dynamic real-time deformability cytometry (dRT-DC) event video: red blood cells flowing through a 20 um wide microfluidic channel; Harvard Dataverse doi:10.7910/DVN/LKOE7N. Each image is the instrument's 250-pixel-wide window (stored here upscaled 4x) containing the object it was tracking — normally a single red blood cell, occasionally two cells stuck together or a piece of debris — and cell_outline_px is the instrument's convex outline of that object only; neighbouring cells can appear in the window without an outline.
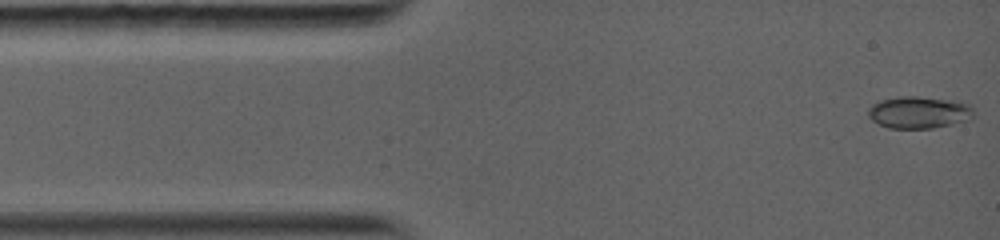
{"species": "common noctule bat (a hibernating species)", "species_latin": "Nyctalus noctula", "temperature_condition": "warm", "stored_images_in_passage": 10, "camera_frame_rate_fps": 5000, "um_per_image_px": 0.085, "animal": {"sex": "female", "body_mass_g": 19.0, "forearm_length_mm": 56.7}, "frame": {"image": 1, "passage_image": 1, "time_ms": 0.0, "image_size_px": [1000, 240], "cell_outline_px": [[972, 116], [968, 120], [952, 124], [932, 128], [888, 128], [872, 120], [868, 116], [868, 108], [872, 104], [880, 100], [900, 96], [916, 96], [944, 100], [964, 104], [972, 108]], "centroid_in_image_um": [78.02, 9.56], "position_along_channel_um": 7.0, "area_um2": 19.25}}
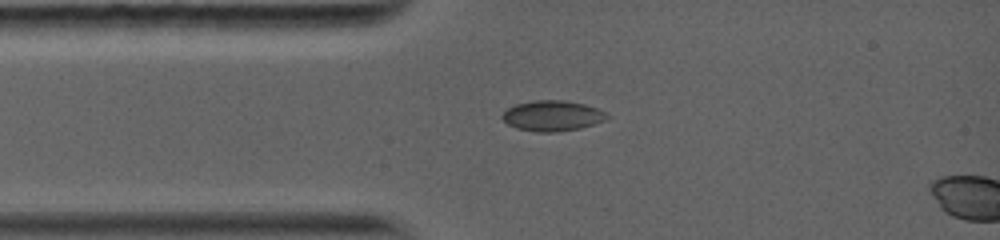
{"frame": {"image": 2, "passage_image": 8, "time_ms": 2.4, "image_size_px": [1000, 240], "cell_outline_px": [[612, 116], [604, 120], [580, 128], [556, 132], [536, 132], [516, 128], [508, 124], [500, 116], [508, 108], [516, 104], [532, 100], [564, 100], [584, 104], [608, 112]], "centroid_in_image_um": [46.96, 9.84], "position_along_channel_um": 38.0, "area_um2": 18.67}}